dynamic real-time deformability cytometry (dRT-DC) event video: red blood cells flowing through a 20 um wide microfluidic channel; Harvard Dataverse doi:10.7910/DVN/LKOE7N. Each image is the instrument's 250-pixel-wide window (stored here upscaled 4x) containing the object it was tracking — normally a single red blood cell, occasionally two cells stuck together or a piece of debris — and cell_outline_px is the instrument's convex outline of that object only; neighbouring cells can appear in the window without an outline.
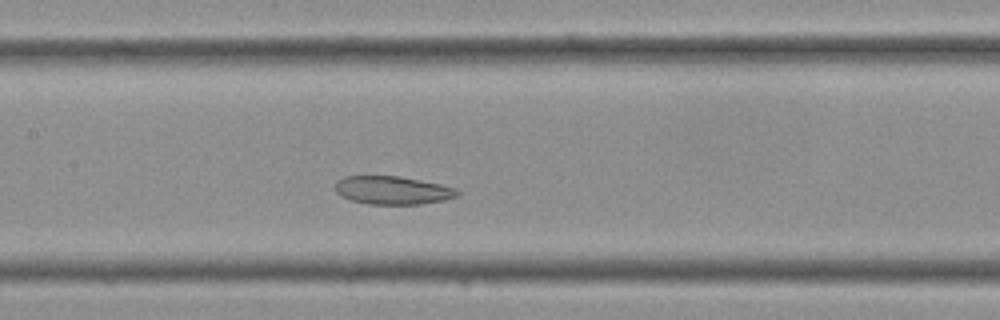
{"species": "Egyptian fruit bat (a non-hibernating species)", "species_latin": "Rousettus aegyptiacus", "temperature_condition": "cold", "stored_images_in_passage": 31, "camera_frame_rate_fps": 3000, "um_per_image_px": 0.085, "frame": {"image": 1, "passage_image": 12, "time_ms": 3.667, "image_size_px": [1000, 320], "cell_outline_px": [[460, 192], [456, 196], [444, 200], [420, 204], [368, 204], [352, 200], [340, 196], [336, 192], [336, 180], [344, 176], [400, 176], [440, 184], [456, 188]], "centroid_in_image_um": [33.35, 16.17], "position_along_channel_um": 174.0, "area_um2": 20.06}}
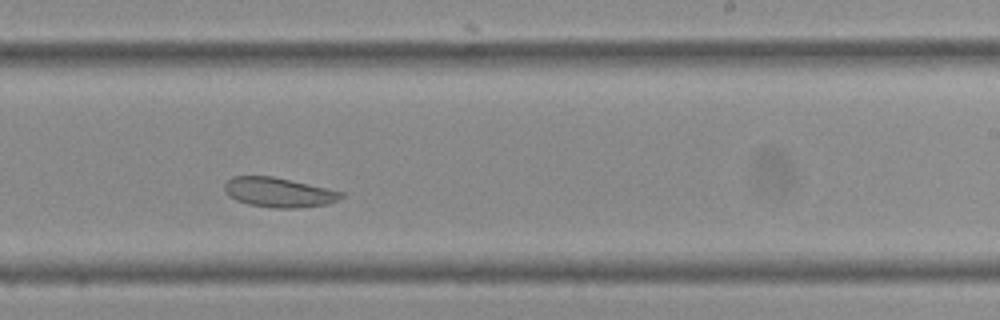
{"frame": {"image": 2, "passage_image": 17, "time_ms": 5.333, "image_size_px": [1000, 320], "cell_outline_px": [[344, 196], [328, 204], [296, 208], [276, 208], [248, 204], [236, 200], [228, 196], [224, 192], [224, 184], [232, 176], [272, 176], [344, 192]], "centroid_in_image_um": [23.65, 16.35], "position_along_channel_um": 265.3, "area_um2": 20.06}}
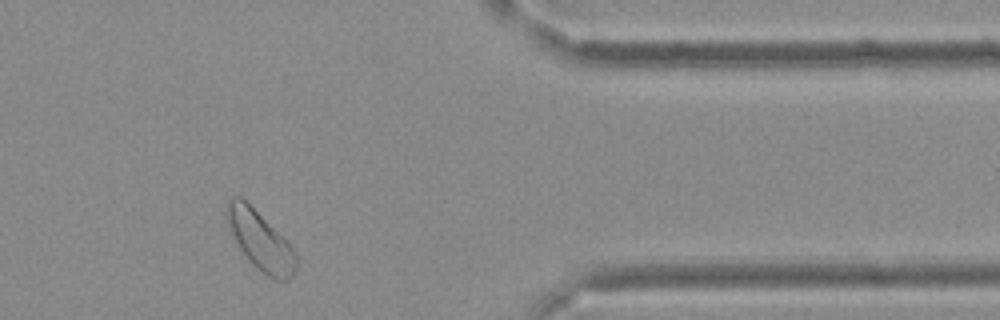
{"frame": {"image": 3, "passage_image": 25, "time_ms": 8.0, "image_size_px": [1000, 320], "cell_outline_px": [[296, 268], [292, 276], [288, 280], [272, 280], [256, 268], [248, 260], [240, 248], [228, 228], [224, 216], [224, 204], [232, 196], [240, 196], [292, 248], [296, 256]], "centroid_in_image_um": [22.04, 20.46], "position_along_channel_um": 389.4, "area_um2": 23.35}}